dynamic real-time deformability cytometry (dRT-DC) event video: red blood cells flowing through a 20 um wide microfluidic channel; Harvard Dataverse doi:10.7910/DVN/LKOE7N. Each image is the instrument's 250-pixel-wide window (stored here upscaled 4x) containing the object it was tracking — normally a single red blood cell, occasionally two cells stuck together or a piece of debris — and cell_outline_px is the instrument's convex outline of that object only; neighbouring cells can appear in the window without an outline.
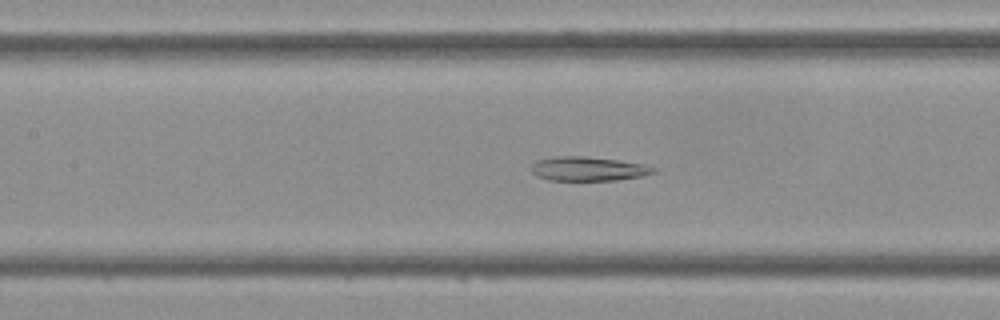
{"species": "Egyptian fruit bat (a non-hibernating species)", "species_latin": "Rousettus aegyptiacus", "temperature_condition": "cold", "stored_images_in_passage": 40, "camera_frame_rate_fps": 3000, "um_per_image_px": 0.085, "frame": {"image": 1, "passage_image": 16, "time_ms": 5.0, "image_size_px": [1000, 320], "cell_outline_px": [[660, 172], [644, 176], [616, 180], [548, 180], [536, 176], [528, 168], [536, 160], [556, 156], [584, 156], [620, 160], [648, 164], [660, 168]], "centroid_in_image_um": [50.08, 14.34], "position_along_channel_um": 157.3, "area_um2": 17.8}}
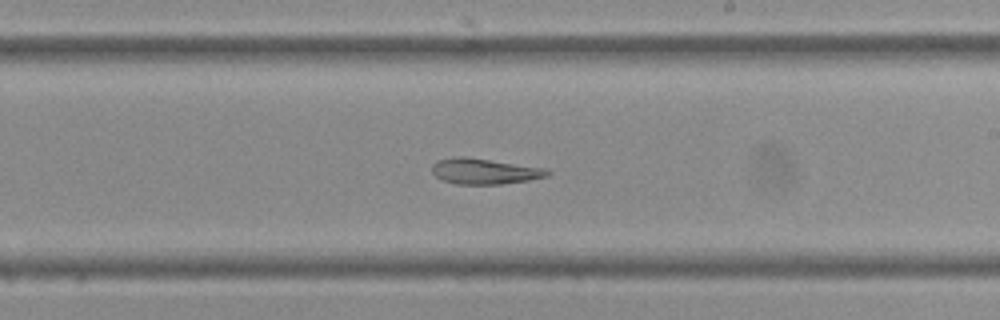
{"frame": {"image": 2, "passage_image": 22, "time_ms": 7.0, "image_size_px": [1000, 320], "cell_outline_px": [[552, 172], [548, 176], [528, 180], [500, 184], [456, 184], [444, 180], [436, 176], [432, 172], [432, 164], [436, 160], [456, 156], [468, 156], [544, 168]], "centroid_in_image_um": [41.16, 14.54], "position_along_channel_um": 247.8, "area_um2": 17.34}}
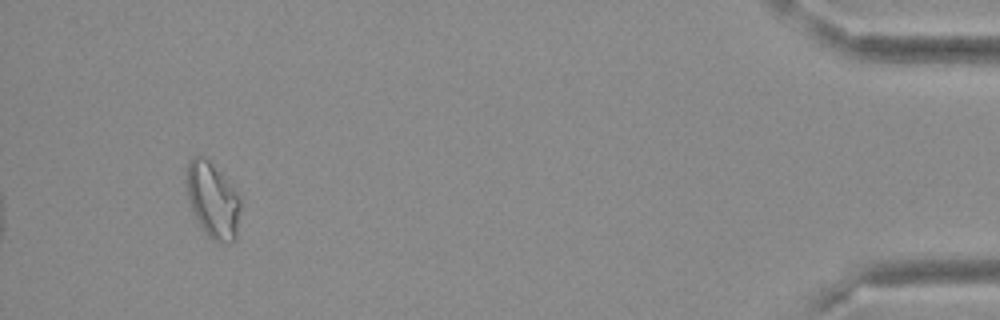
{"frame": {"image": 3, "passage_image": 38, "time_ms": 12.333, "image_size_px": [1000, 320], "cell_outline_px": [[240, 208], [236, 240], [228, 244], [216, 244], [208, 236], [200, 224], [188, 200], [188, 160], [192, 156], [204, 156], [232, 184], [240, 200]], "centroid_in_image_um": [18.12, 17.06], "position_along_channel_um": 417.1, "area_um2": 23.58}}